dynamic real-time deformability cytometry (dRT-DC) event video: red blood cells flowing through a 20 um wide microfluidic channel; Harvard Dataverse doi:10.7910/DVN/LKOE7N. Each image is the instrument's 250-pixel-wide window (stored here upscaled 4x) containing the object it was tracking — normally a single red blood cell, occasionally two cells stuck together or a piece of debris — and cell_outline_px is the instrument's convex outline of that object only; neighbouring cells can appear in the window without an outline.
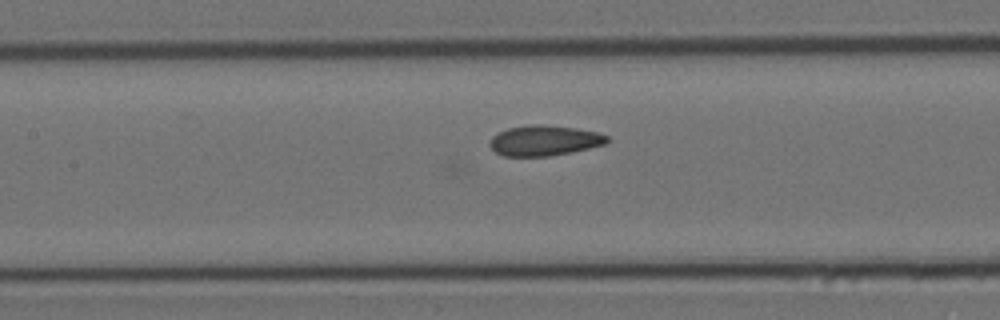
{"species": "Egyptian fruit bat (a non-hibernating species)", "species_latin": "Rousettus aegyptiacus", "temperature_condition": "cold", "stored_images_in_passage": 38, "camera_frame_rate_fps": 3000, "um_per_image_px": 0.085, "animal": {"sex": "female"}, "frame": {"image": 1, "passage_image": 24, "time_ms": 7.667, "image_size_px": [1000, 320], "cell_outline_px": [[608, 140], [604, 144], [572, 152], [548, 156], [504, 156], [496, 152], [488, 144], [492, 136], [508, 128], [528, 124], [540, 124], [576, 128], [600, 132], [608, 136]], "centroid_in_image_um": [46.26, 11.94], "position_along_channel_um": 161.1, "area_um2": 20.75}}
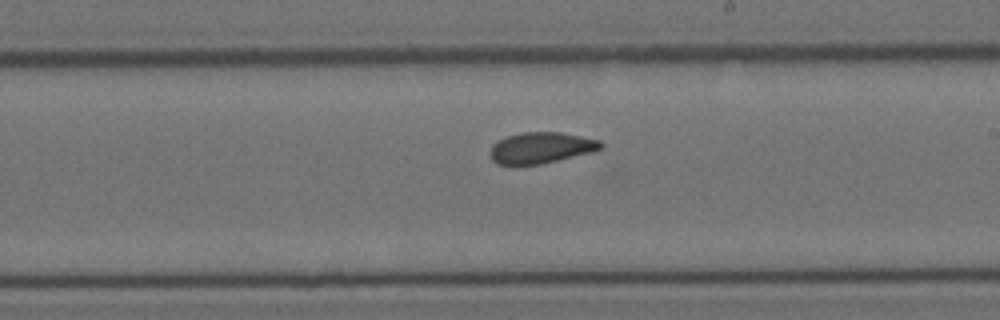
{"frame": {"image": 2, "passage_image": 31, "time_ms": 10.0, "image_size_px": [1000, 320], "cell_outline_px": [[604, 148], [592, 152], [540, 164], [512, 168], [496, 164], [492, 160], [492, 144], [496, 140], [508, 136], [524, 132], [560, 132], [600, 140], [604, 144]], "centroid_in_image_um": [45.96, 12.6], "position_along_channel_um": 243.0, "area_um2": 20.52}}
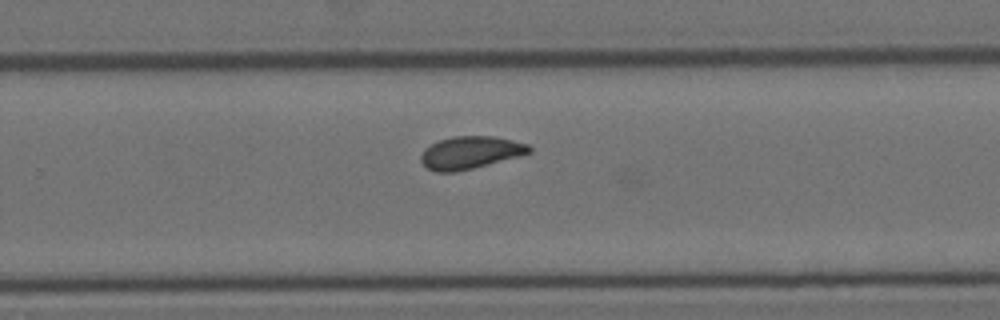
{"frame": {"image": 3, "passage_image": 35, "time_ms": 11.333, "image_size_px": [1000, 320], "cell_outline_px": [[532, 152], [520, 156], [456, 172], [436, 172], [428, 168], [420, 160], [420, 156], [424, 148], [440, 140], [452, 136], [496, 136], [528, 144], [532, 148]], "centroid_in_image_um": [39.99, 12.96], "position_along_channel_um": 289.8, "area_um2": 20.52}}